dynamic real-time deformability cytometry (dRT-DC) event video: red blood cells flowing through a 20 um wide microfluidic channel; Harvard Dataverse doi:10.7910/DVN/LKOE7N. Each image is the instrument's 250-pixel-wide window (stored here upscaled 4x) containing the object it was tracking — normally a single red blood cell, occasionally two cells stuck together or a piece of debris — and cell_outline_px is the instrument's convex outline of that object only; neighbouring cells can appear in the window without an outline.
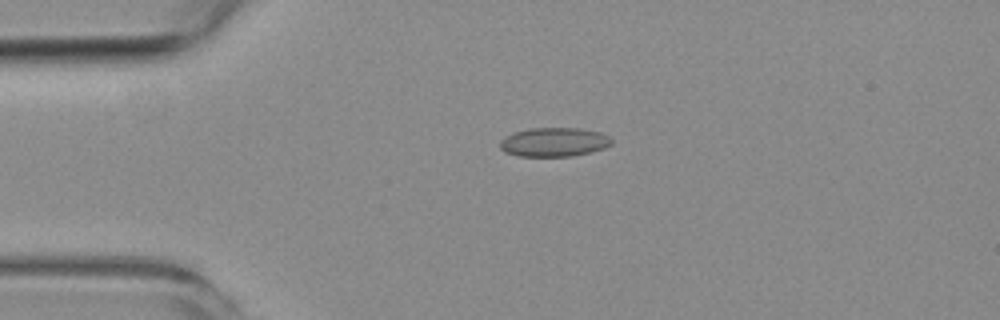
{"species": "common noctule bat (a hibernating species)", "species_latin": "Nyctalus noctula", "temperature_condition": "room temperature", "stored_images_in_passage": 5, "camera_frame_rate_fps": 3000, "um_per_image_px": 0.085, "animal": {"sex": "female", "body_mass_g": 19.3, "forearm_length_mm": 54.1}, "frame": {"image": 1, "passage_image": 3, "time_ms": 3.333, "image_size_px": [1000, 320], "cell_outline_px": [[612, 144], [604, 148], [592, 152], [572, 156], [520, 156], [504, 152], [500, 148], [500, 140], [504, 136], [512, 132], [528, 128], [580, 128], [600, 132], [608, 136], [612, 140]], "centroid_in_image_um": [47.07, 12.07], "position_along_channel_um": 37.9, "area_um2": 19.07}}
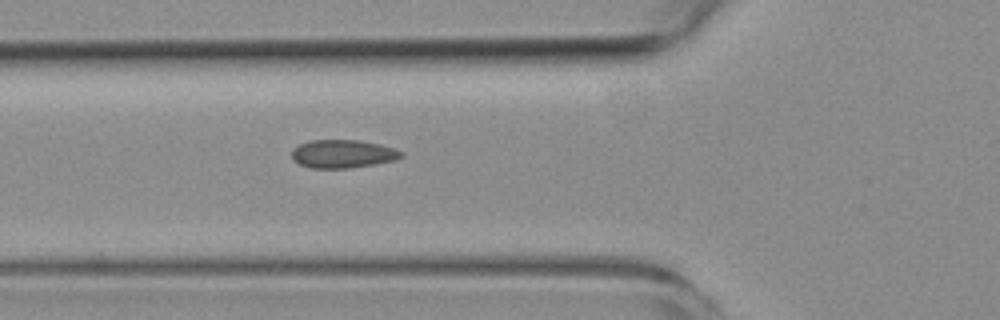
{"frame": {"image": 2, "passage_image": 5, "time_ms": 5.667, "image_size_px": [1000, 320], "cell_outline_px": [[404, 156], [396, 160], [376, 164], [348, 168], [312, 168], [300, 164], [292, 160], [292, 148], [308, 140], [356, 140], [380, 144], [396, 148], [404, 152]], "centroid_in_image_um": [29.16, 13.07], "position_along_channel_um": 96.6, "area_um2": 18.21}}